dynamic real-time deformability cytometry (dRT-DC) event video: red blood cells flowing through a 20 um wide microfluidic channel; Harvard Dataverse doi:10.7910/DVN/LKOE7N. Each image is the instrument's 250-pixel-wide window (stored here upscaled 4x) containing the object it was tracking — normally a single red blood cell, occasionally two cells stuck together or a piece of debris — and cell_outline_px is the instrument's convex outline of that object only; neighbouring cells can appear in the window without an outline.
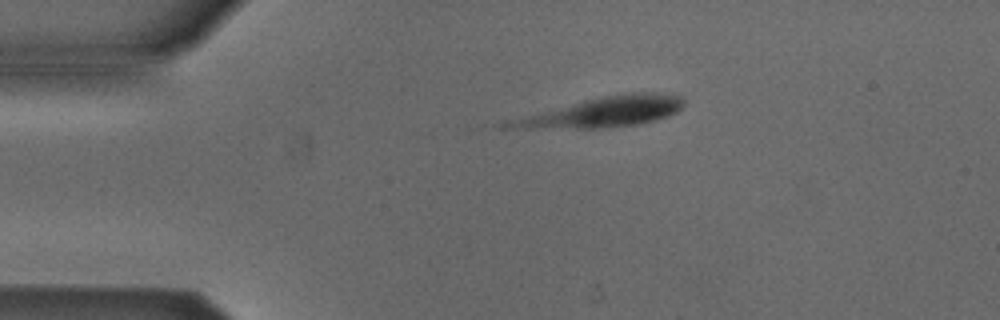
{"species": "Egyptian fruit bat (a non-hibernating species)", "species_latin": "Rousettus aegyptiacus", "temperature_condition": "cold", "stored_images_in_passage": 3, "camera_frame_rate_fps": 3000, "um_per_image_px": 0.085, "animal": {"sex": "male"}, "frame": {"image": 1, "passage_image": 1, "time_ms": 0.0, "image_size_px": [1000, 320], "cell_outline_px": [[684, 104], [676, 112], [668, 116], [656, 120], [636, 124], [600, 128], [500, 128], [500, 124], [504, 120], [584, 100], [624, 92], [656, 92], [680, 96], [684, 100]], "centroid_in_image_um": [51.19, 9.52], "position_along_channel_um": 33.8, "area_um2": 30.69}}
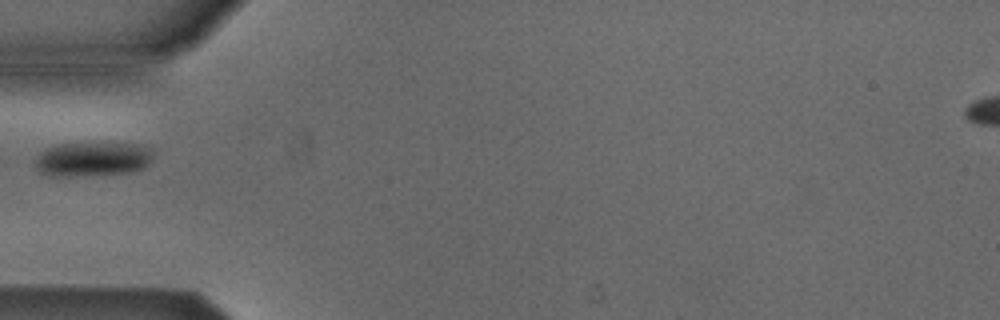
{"frame": {"image": 2, "passage_image": 3, "time_ms": 0.667, "image_size_px": [1000, 320], "cell_outline_px": [[152, 160], [144, 168], [132, 172], [84, 176], [48, 176], [40, 172], [36, 168], [32, 160], [44, 148], [60, 144], [140, 144], [148, 148], [152, 152]], "centroid_in_image_um": [7.81, 13.55], "position_along_channel_um": 77.2, "area_um2": 23.81}}